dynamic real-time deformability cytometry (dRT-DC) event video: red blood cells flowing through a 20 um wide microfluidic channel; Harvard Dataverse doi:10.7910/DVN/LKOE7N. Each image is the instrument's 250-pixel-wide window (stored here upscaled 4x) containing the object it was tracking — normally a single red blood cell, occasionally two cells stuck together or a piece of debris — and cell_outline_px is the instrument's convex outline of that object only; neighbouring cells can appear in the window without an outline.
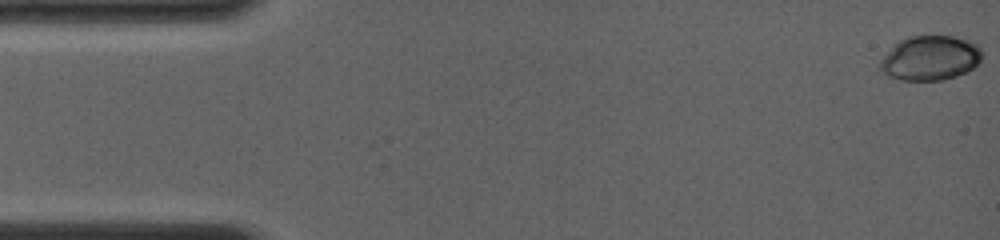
{"species": "common noctule bat (a hibernating species)", "species_latin": "Nyctalus noctula", "temperature_condition": "room temperature", "stored_images_in_passage": 5, "camera_frame_rate_fps": 4000, "um_per_image_px": 0.085, "animal": {"sex": "female", "body_mass_g": 19.0, "forearm_length_mm": 56.7}, "frame": {"image": 1, "passage_image": 1, "time_ms": 0.0, "image_size_px": [1000, 240], "cell_outline_px": [[980, 60], [972, 68], [956, 76], [940, 80], [900, 80], [884, 72], [880, 68], [880, 60], [900, 40], [908, 36], [952, 36], [976, 44], [980, 48]], "centroid_in_image_um": [79.05, 4.93], "position_along_channel_um": 5.9, "area_um2": 25.84}}